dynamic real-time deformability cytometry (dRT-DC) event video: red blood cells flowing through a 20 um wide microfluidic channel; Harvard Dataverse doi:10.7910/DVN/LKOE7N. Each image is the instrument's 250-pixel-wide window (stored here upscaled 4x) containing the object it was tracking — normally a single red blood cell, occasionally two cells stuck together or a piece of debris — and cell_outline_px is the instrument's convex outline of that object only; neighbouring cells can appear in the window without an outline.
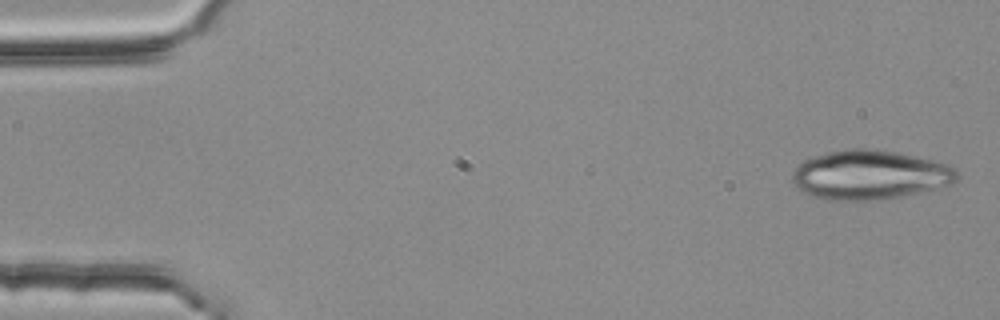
{"species": "common noctule bat (a hibernating species)", "species_latin": "Nyctalus noctula", "temperature_condition": "room temperature", "stored_images_in_passage": 4, "camera_frame_rate_fps": 3000, "um_per_image_px": 0.085, "animal": {"sex": "female", "body_mass_g": 25.1}, "frame": {"image": 1, "passage_image": 1, "time_ms": 0.0, "image_size_px": [1000, 320], "cell_outline_px": [[960, 176], [952, 184], [904, 196], [868, 200], [824, 200], [812, 196], [796, 188], [792, 180], [792, 176], [796, 168], [804, 160], [812, 156], [828, 152], [852, 148], [868, 148], [896, 152], [916, 156], [932, 160], [956, 168]], "centroid_in_image_um": [73.93, 14.86], "position_along_channel_um": 11.1, "area_um2": 47.28}}